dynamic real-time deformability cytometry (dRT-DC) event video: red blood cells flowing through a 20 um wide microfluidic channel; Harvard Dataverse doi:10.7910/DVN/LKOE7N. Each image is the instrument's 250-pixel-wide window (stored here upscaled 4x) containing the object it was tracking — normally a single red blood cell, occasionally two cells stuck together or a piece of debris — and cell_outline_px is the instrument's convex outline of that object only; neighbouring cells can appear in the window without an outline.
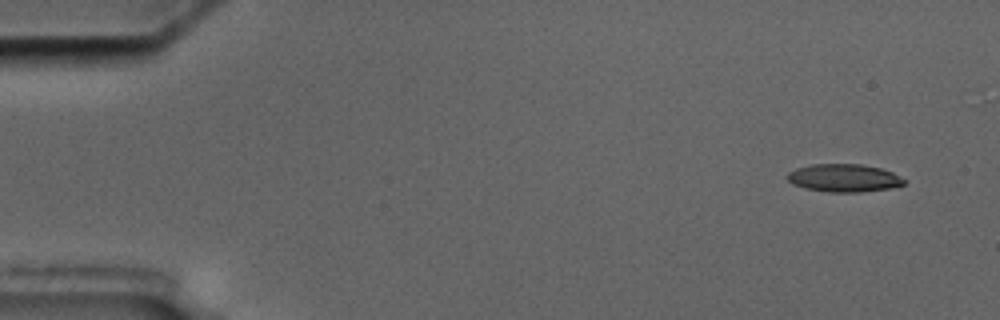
{"species": "common noctule bat (a hibernating species)", "species_latin": "Nyctalus noctula", "temperature_condition": "cold", "stored_images_in_passage": 4, "camera_frame_rate_fps": 3000, "um_per_image_px": 0.085, "animal": {"sex": "male", "body_mass_g": 17.5, "forearm_length_mm": 52.3}, "frame": {"image": 1, "passage_image": 1, "time_ms": 0.0, "image_size_px": [1000, 320], "cell_outline_px": [[908, 180], [904, 184], [888, 188], [860, 192], [828, 192], [808, 188], [792, 184], [784, 176], [788, 172], [796, 168], [812, 164], [860, 164], [880, 168], [892, 172]], "centroid_in_image_um": [71.72, 15.12], "position_along_channel_um": 13.3, "area_um2": 18.96}}
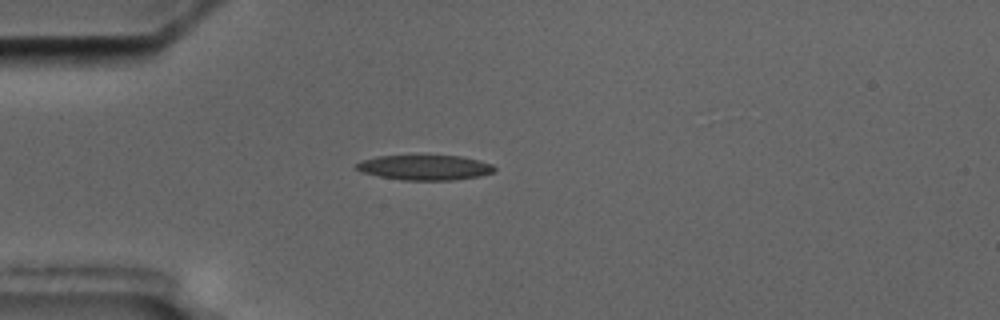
{"frame": {"image": 2, "passage_image": 4, "time_ms": 4.0, "image_size_px": [1000, 320], "cell_outline_px": [[496, 172], [480, 176], [452, 180], [404, 180], [380, 176], [364, 172], [356, 168], [356, 164], [360, 160], [376, 156], [460, 156], [480, 160], [492, 164], [496, 168]], "centroid_in_image_um": [36.16, 14.23], "position_along_channel_um": 48.8, "area_um2": 20.06}}